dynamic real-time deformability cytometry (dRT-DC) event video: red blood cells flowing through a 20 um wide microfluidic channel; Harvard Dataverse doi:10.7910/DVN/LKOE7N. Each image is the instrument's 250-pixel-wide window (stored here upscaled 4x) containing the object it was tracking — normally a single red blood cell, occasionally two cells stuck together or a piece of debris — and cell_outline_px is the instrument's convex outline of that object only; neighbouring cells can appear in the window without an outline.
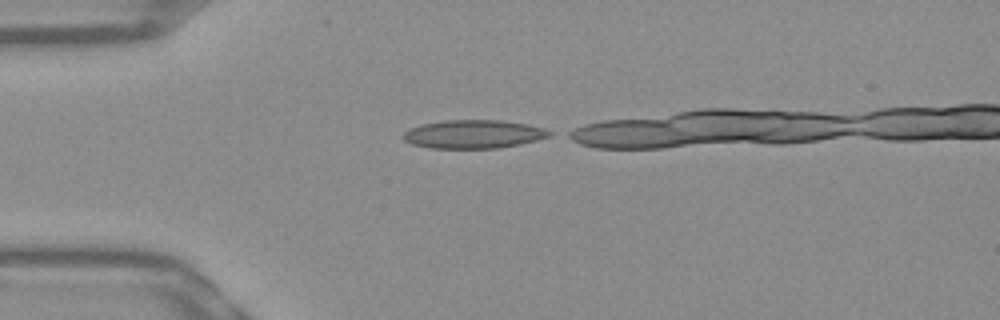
{"species": "Egyptian fruit bat (a non-hibernating species)", "species_latin": "Rousettus aegyptiacus", "temperature_condition": "warm", "stored_images_in_passage": 10, "camera_frame_rate_fps": 3000, "um_per_image_px": 0.085, "frame": {"image": 1, "passage_image": 1, "time_ms": 0.0, "image_size_px": [1000, 320], "cell_outline_px": [[552, 136], [520, 144], [500, 148], [432, 148], [412, 144], [404, 140], [400, 136], [404, 132], [420, 124], [444, 120], [500, 120], [528, 124], [544, 128], [552, 132]], "centroid_in_image_um": [40.25, 11.4], "position_along_channel_um": 44.7, "area_um2": 24.33}}
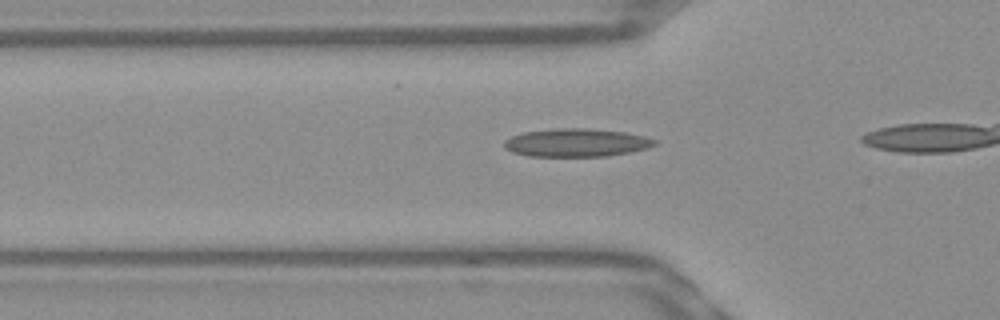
{"frame": {"image": 2, "passage_image": 5, "time_ms": 1.333, "image_size_px": [1000, 320], "cell_outline_px": [[656, 144], [648, 148], [608, 156], [528, 156], [512, 152], [504, 148], [504, 140], [512, 136], [524, 132], [556, 128], [588, 128], [624, 132], [644, 136], [656, 140]], "centroid_in_image_um": [48.97, 12.12], "position_along_channel_um": 76.8, "area_um2": 24.62}}
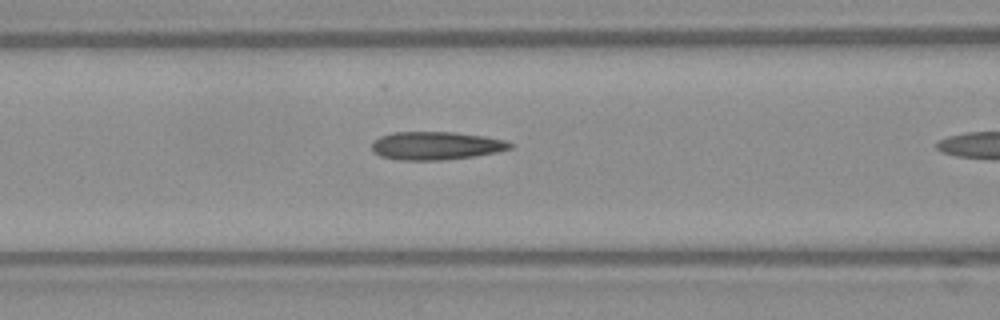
{"frame": {"image": 3, "passage_image": 9, "time_ms": 2.667, "image_size_px": [1000, 320], "cell_outline_px": [[512, 148], [496, 152], [472, 156], [440, 160], [400, 160], [380, 156], [372, 148], [372, 140], [380, 136], [392, 132], [456, 132], [484, 136], [504, 140], [512, 144]], "centroid_in_image_um": [37.03, 12.37], "position_along_channel_um": 129.6, "area_um2": 22.54}}